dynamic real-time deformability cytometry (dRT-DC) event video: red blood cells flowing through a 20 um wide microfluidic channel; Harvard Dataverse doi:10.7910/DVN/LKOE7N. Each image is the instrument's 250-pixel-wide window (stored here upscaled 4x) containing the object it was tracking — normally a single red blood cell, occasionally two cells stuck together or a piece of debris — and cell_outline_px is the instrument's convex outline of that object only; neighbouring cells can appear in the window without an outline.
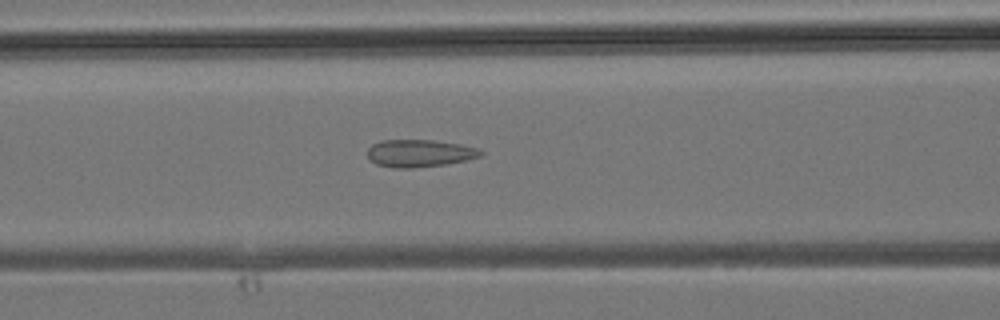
{"species": "common noctule bat (a hibernating species)", "species_latin": "Nyctalus noctula", "temperature_condition": "room temperature", "stored_images_in_passage": 26, "camera_frame_rate_fps": 3000, "um_per_image_px": 0.085, "animal": {"sex": "male", "body_mass_g": 19.2, "forearm_length_mm": 51.8}, "frame": {"image": 1, "passage_image": 7, "time_ms": 2.0, "image_size_px": [1000, 320], "cell_outline_px": [[484, 152], [480, 156], [448, 164], [412, 168], [392, 168], [376, 164], [368, 156], [368, 148], [372, 144], [380, 140], [432, 140], [460, 144], [476, 148]], "centroid_in_image_um": [35.63, 13.03], "position_along_channel_um": 131.0, "area_um2": 18.03}}
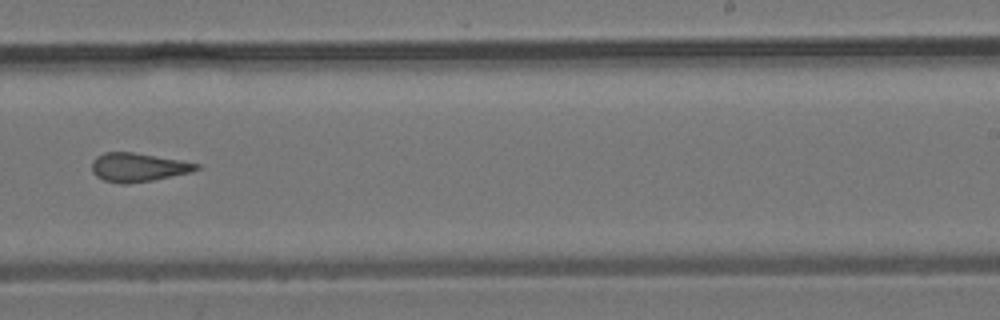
{"frame": {"image": 2, "passage_image": 15, "time_ms": 4.667, "image_size_px": [1000, 320], "cell_outline_px": [[200, 168], [192, 172], [152, 180], [124, 184], [120, 184], [104, 180], [96, 176], [92, 172], [92, 160], [96, 156], [104, 152], [132, 152], [180, 160], [200, 164]], "centroid_in_image_um": [11.72, 14.22], "position_along_channel_um": 277.3, "area_um2": 17.46}}
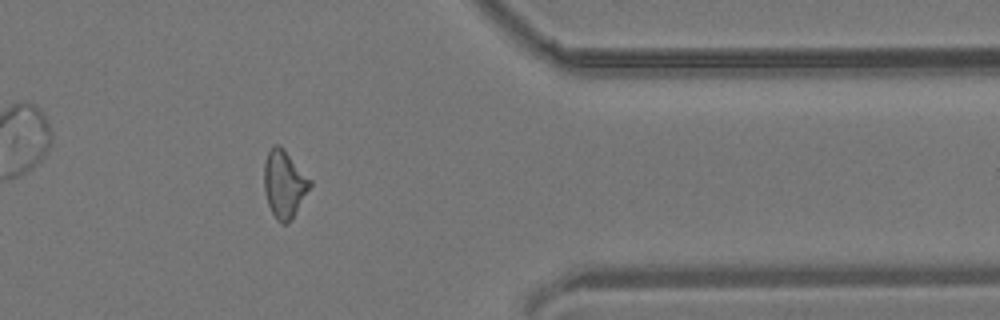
{"frame": {"image": 3, "passage_image": 22, "time_ms": 7.0, "image_size_px": [1000, 320], "cell_outline_px": [[312, 184], [292, 220], [284, 224], [276, 220], [268, 204], [264, 192], [264, 164], [268, 152], [272, 144], [280, 144], [284, 148], [312, 180]], "centroid_in_image_um": [24.16, 15.62], "position_along_channel_um": 387.2, "area_um2": 18.26}}